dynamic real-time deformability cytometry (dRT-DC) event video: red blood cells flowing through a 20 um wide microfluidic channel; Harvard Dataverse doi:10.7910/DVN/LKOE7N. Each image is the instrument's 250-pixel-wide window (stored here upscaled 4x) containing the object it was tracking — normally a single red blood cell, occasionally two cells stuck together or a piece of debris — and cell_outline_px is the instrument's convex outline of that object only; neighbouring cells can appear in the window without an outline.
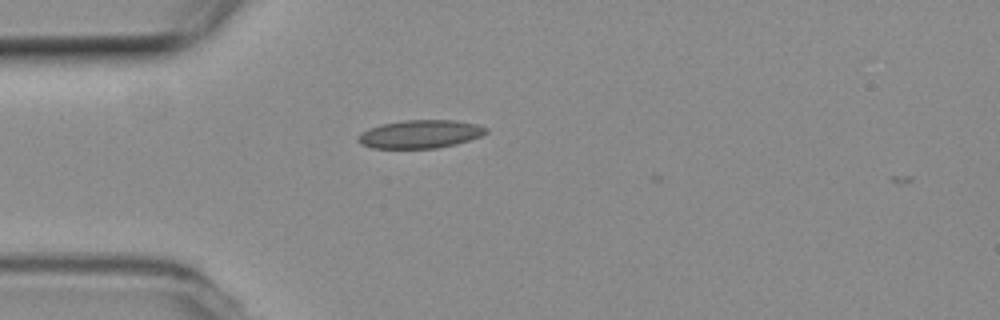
{"species": "common noctule bat (a hibernating species)", "species_latin": "Nyctalus noctula", "temperature_condition": "room temperature", "stored_images_in_passage": 3, "camera_frame_rate_fps": 3000, "um_per_image_px": 0.085, "animal": {"sex": "female", "body_mass_g": 19.3, "forearm_length_mm": 54.1}, "frame": {"image": 1, "passage_image": 2, "time_ms": 0.333, "image_size_px": [1000, 320], "cell_outline_px": [[488, 132], [480, 136], [456, 144], [436, 148], [372, 148], [360, 144], [356, 140], [356, 136], [368, 128], [380, 124], [404, 120], [456, 120], [476, 124], [488, 128]], "centroid_in_image_um": [35.67, 11.39], "position_along_channel_um": 49.3, "area_um2": 21.15}}